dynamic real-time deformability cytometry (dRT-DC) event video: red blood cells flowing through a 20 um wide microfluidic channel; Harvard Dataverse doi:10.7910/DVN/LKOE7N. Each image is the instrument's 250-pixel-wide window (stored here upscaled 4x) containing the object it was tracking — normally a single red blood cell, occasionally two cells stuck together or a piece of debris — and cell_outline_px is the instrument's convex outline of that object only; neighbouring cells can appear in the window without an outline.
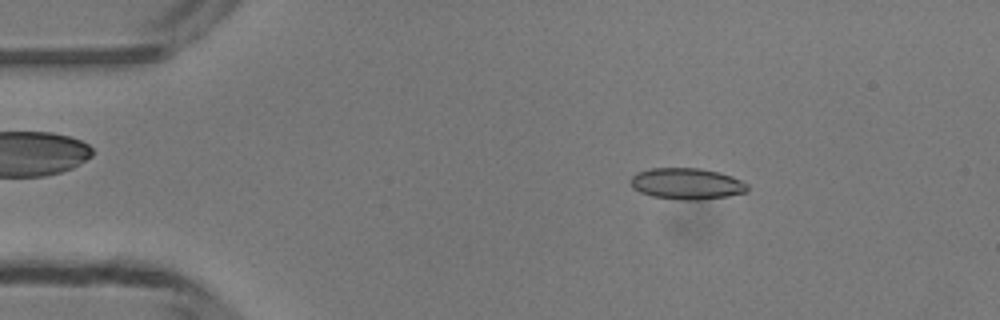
{"species": "common noctule bat (a hibernating species)", "species_latin": "Nyctalus noctula", "temperature_condition": "room temperature", "stored_images_in_passage": 47, "camera_frame_rate_fps": 3000, "um_per_image_px": 0.085, "animal": {"sex": "male", "body_mass_g": 13.3}, "frame": {"image": 1, "passage_image": 7, "time_ms": 2.0, "image_size_px": [1000, 320], "cell_outline_px": [[748, 192], [728, 196], [696, 200], [680, 200], [652, 196], [640, 192], [632, 188], [628, 180], [636, 172], [648, 168], [700, 168], [720, 172], [732, 176], [748, 184]], "centroid_in_image_um": [58.35, 15.61], "position_along_channel_um": 26.7, "area_um2": 21.62}}
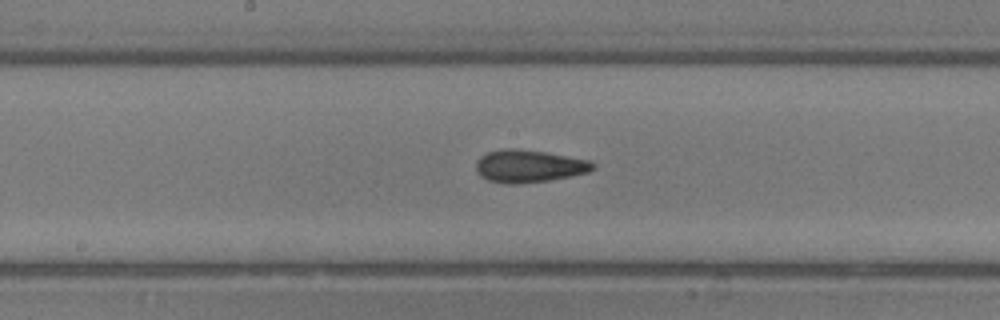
{"frame": {"image": 2, "passage_image": 24, "time_ms": 7.667, "image_size_px": [1000, 320], "cell_outline_px": [[596, 168], [588, 172], [572, 176], [548, 180], [516, 184], [504, 184], [488, 180], [480, 176], [476, 172], [476, 160], [480, 156], [488, 152], [504, 148], [512, 148], [544, 152], [588, 160], [596, 164]], "centroid_in_image_um": [44.93, 14.13], "position_along_channel_um": 203.3, "area_um2": 22.2}}
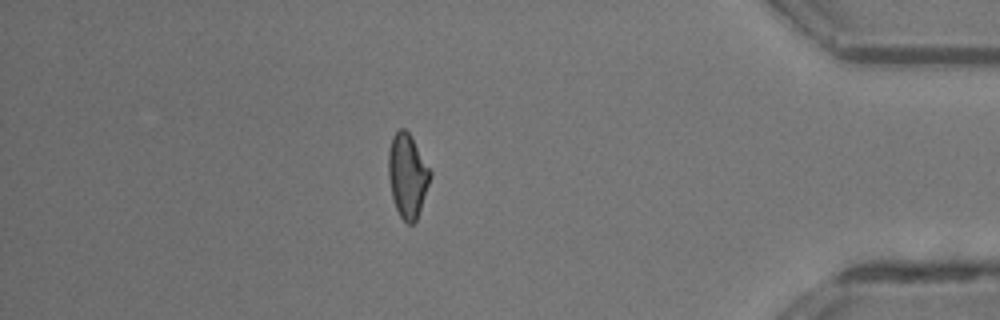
{"frame": {"image": 3, "passage_image": 41, "time_ms": 13.333, "image_size_px": [1000, 320], "cell_outline_px": [[432, 176], [416, 220], [412, 224], [408, 224], [400, 216], [396, 208], [392, 196], [388, 176], [388, 152], [392, 136], [400, 128], [404, 128], [408, 132], [432, 172]], "centroid_in_image_um": [34.63, 14.92], "position_along_channel_um": 400.6, "area_um2": 20.23}, "authors_computed_cell_mechanics": {"area_um2": 20.808, "velocity_mm_per_s": 4.2343, "shape_relaxation_time_tau1_ms": 10.2645, "shape_relaxation_time_tau2_ms": 2.4683, "deformation_change_tau1": 0.2298, "deformation_change_tau2": 0.0954}}